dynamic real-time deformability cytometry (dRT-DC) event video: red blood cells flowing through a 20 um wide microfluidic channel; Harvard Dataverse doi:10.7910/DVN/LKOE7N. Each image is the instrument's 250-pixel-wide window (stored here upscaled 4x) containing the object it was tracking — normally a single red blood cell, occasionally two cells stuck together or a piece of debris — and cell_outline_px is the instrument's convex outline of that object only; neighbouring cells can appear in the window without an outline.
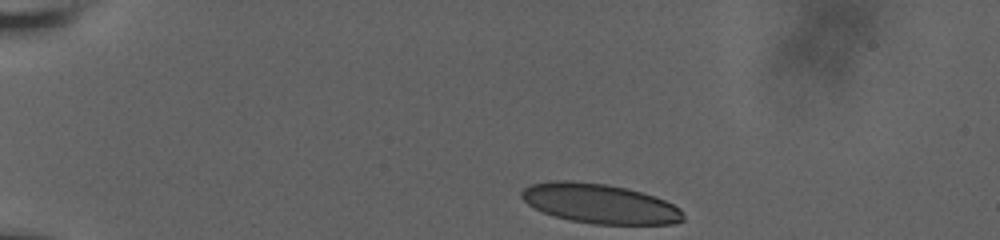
{"species": "human", "species_latin": "Homo sapiens", "temperature_condition": "room temperature", "stored_images_in_passage": 27, "camera_frame_rate_fps": 3000, "um_per_image_px": 0.085, "donor": {"sex": "male"}, "frame": {"image": 1, "passage_image": 1, "time_ms": 0.0, "image_size_px": [1000, 240], "cell_outline_px": [[684, 220], [672, 224], [592, 224], [572, 220], [556, 216], [544, 212], [528, 204], [520, 196], [520, 192], [524, 188], [532, 184], [548, 180], [572, 180], [608, 184], [628, 188], [664, 200], [680, 208], [684, 216]], "centroid_in_image_um": [50.97, 17.29], "position_along_channel_um": 34.0, "area_um2": 37.28}}
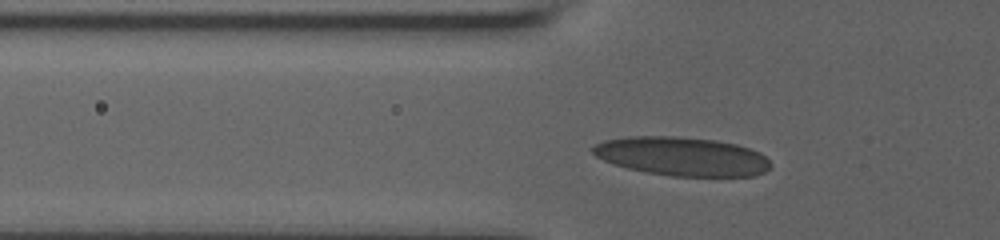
{"frame": {"image": 2, "passage_image": 16, "time_ms": 3.0, "image_size_px": [1000, 240], "cell_outline_px": [[772, 168], [756, 176], [672, 176], [648, 172], [628, 168], [612, 164], [596, 156], [588, 148], [604, 140], [628, 136], [676, 136], [716, 140], [736, 144], [760, 152], [772, 164]], "centroid_in_image_um": [57.97, 13.29], "position_along_channel_um": 67.8, "area_um2": 40.4}}
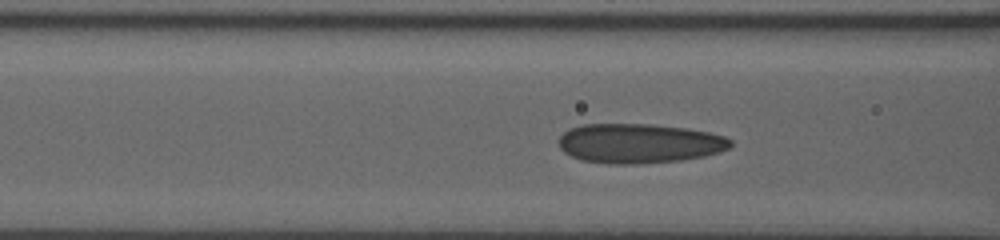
{"frame": {"image": 3, "passage_image": 23, "time_ms": 4.333, "image_size_px": [1000, 240], "cell_outline_px": [[732, 144], [728, 148], [704, 156], [680, 160], [636, 164], [608, 164], [580, 160], [564, 152], [560, 148], [560, 136], [568, 128], [584, 124], [652, 124], [684, 128], [708, 132], [724, 136], [732, 140]], "centroid_in_image_um": [54.29, 12.18], "position_along_channel_um": 112.3, "area_um2": 39.54}}